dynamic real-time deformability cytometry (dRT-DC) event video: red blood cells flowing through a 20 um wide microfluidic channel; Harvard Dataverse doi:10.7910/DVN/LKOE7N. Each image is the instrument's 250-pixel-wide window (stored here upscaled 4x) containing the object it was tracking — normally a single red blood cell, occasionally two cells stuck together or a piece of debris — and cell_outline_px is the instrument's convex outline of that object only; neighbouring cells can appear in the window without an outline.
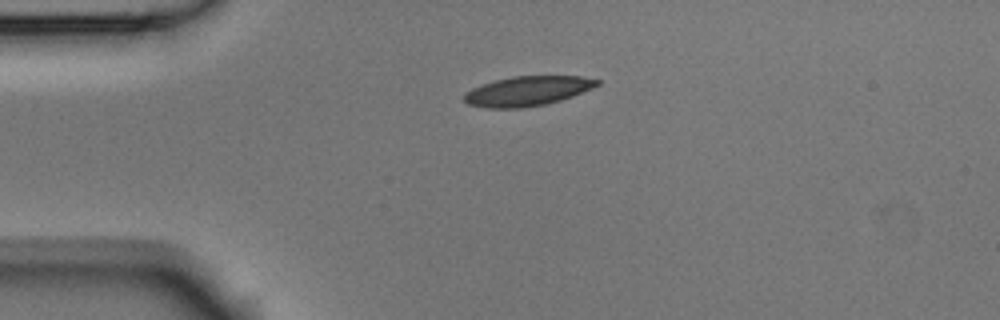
{"species": "Egyptian fruit bat (a non-hibernating species)", "species_latin": "Rousettus aegyptiacus", "temperature_condition": "room temperature", "stored_images_in_passage": 5, "camera_frame_rate_fps": 3000, "um_per_image_px": 0.085, "animal": {"sex": "male"}, "frame": {"image": 1, "passage_image": 5, "time_ms": 1.333, "image_size_px": [1000, 320], "cell_outline_px": [[600, 84], [592, 88], [572, 96], [560, 100], [544, 104], [520, 108], [488, 108], [468, 104], [464, 100], [464, 92], [480, 84], [512, 76], [580, 76], [600, 80]], "centroid_in_image_um": [44.81, 7.73], "position_along_channel_um": 40.2, "area_um2": 22.89}}